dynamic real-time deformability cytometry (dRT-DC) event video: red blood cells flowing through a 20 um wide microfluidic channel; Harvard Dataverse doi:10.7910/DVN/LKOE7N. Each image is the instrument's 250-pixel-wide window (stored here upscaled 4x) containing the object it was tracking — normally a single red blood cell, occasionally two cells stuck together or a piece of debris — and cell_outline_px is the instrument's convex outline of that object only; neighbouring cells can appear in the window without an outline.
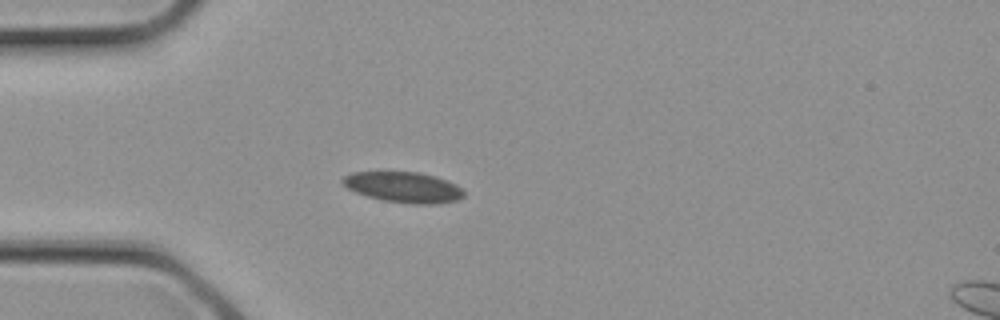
{"species": "common noctule bat (a hibernating species)", "species_latin": "Nyctalus noctula", "temperature_condition": "cold", "stored_images_in_passage": 4, "camera_frame_rate_fps": 3000, "um_per_image_px": 0.085, "animal": {"sex": "female", "body_mass_g": 21.9}, "frame": {"image": 1, "passage_image": 3, "time_ms": 0.667, "image_size_px": [1000, 320], "cell_outline_px": [[464, 196], [460, 200], [436, 204], [412, 204], [384, 200], [368, 196], [356, 192], [348, 188], [340, 180], [344, 176], [352, 172], [420, 172], [436, 176], [456, 184], [464, 192]], "centroid_in_image_um": [34.33, 15.91], "position_along_channel_um": 50.7, "area_um2": 21.62}}